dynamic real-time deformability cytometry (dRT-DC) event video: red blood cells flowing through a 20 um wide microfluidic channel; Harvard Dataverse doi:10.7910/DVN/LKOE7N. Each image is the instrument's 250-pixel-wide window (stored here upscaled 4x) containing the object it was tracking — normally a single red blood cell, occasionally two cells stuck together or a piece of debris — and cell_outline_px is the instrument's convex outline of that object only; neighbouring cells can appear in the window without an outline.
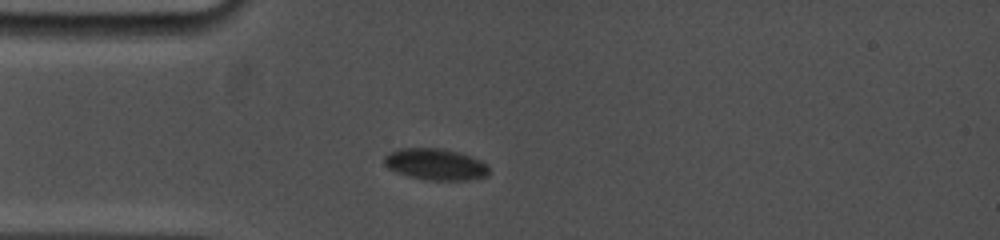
{"species": "common noctule bat (a hibernating species)", "species_latin": "Nyctalus noctula", "temperature_condition": "cold", "stored_images_in_passage": 18, "camera_frame_rate_fps": 5000, "um_per_image_px": 0.085, "animal": {"sex": "female", "body_mass_g": 19.0, "forearm_length_mm": 53.3}, "frame": {"image": 1, "passage_image": 3, "time_ms": 2.4, "image_size_px": [1000, 240], "cell_outline_px": [[488, 172], [484, 176], [468, 180], [428, 180], [408, 176], [396, 172], [388, 168], [384, 164], [384, 156], [388, 152], [400, 148], [444, 148], [460, 152], [480, 160], [488, 164]], "centroid_in_image_um": [36.99, 13.95], "position_along_channel_um": 48.0, "area_um2": 19.31}}
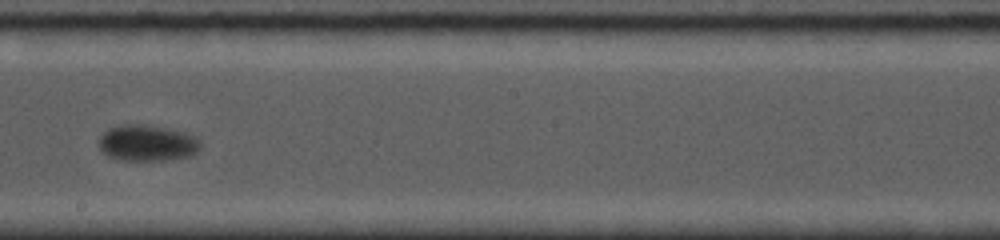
{"frame": {"image": 2, "passage_image": 8, "time_ms": 8.2, "image_size_px": [1000, 240], "cell_outline_px": [[200, 148], [192, 156], [164, 160], [120, 160], [108, 156], [100, 148], [100, 136], [108, 128], [120, 124], [148, 124], [184, 132], [200, 140]], "centroid_in_image_um": [12.51, 12.15], "position_along_channel_um": 235.7, "area_um2": 21.44}}
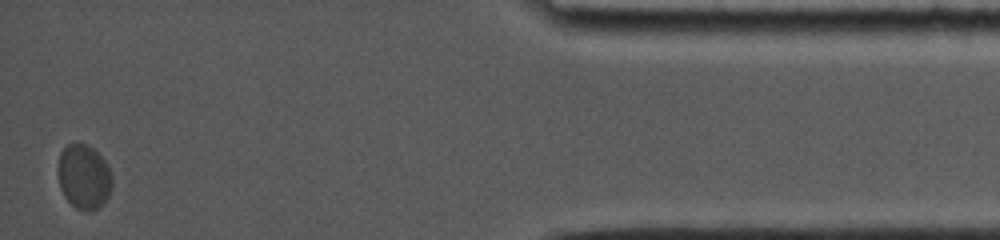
{"frame": {"image": 3, "passage_image": 18, "time_ms": 15.4, "image_size_px": [1000, 240], "cell_outline_px": [[112, 188], [104, 204], [100, 208], [92, 212], [84, 212], [76, 208], [64, 196], [60, 188], [56, 168], [60, 152], [68, 144], [88, 144], [104, 160], [112, 176]], "centroid_in_image_um": [7.12, 15.07], "position_along_channel_um": 428.1, "area_um2": 20.75}, "authors_computed_cell_mechanics": {"area_um2": 20.7502, "velocity_mm_per_s": 3.438, "shape_relaxation_time_tau1_ms": 0.4522, "shape_relaxation_time_tau2_ms": null, "deformation_change_tau1": 0.0631, "deformation_change_tau2": null}}